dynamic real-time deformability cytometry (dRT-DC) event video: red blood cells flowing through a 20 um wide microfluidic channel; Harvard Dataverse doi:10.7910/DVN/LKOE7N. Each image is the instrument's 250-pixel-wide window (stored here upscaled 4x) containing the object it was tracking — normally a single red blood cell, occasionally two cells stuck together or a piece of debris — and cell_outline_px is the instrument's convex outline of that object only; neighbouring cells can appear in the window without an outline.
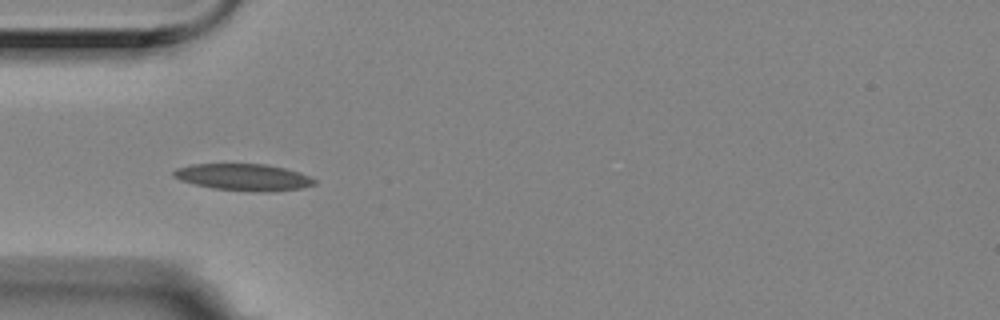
{"species": "Egyptian fruit bat (a non-hibernating species)", "species_latin": "Rousettus aegyptiacus", "temperature_condition": "room temperature", "stored_images_in_passage": 14, "camera_frame_rate_fps": 3000, "um_per_image_px": 0.085, "animal": {"sex": "female"}, "frame": {"image": 1, "passage_image": 4, "time_ms": 1.0, "image_size_px": [1000, 320], "cell_outline_px": [[316, 184], [300, 188], [264, 192], [212, 188], [180, 180], [172, 176], [172, 172], [176, 168], [192, 164], [264, 164], [284, 168], [300, 172], [316, 180]], "centroid_in_image_um": [20.68, 15.05], "position_along_channel_um": 64.3, "area_um2": 21.73}}
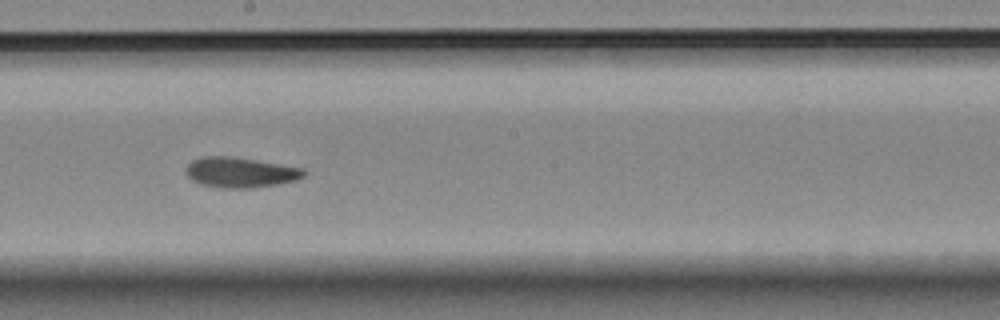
{"frame": {"image": 2, "passage_image": 8, "time_ms": 2.333, "image_size_px": [1000, 320], "cell_outline_px": [[308, 172], [304, 176], [296, 180], [276, 184], [252, 188], [220, 188], [200, 184], [192, 180], [184, 172], [184, 168], [192, 160], [204, 156], [228, 156], [256, 160], [304, 168]], "centroid_in_image_um": [20.41, 14.65], "position_along_channel_um": 227.8, "area_um2": 20.92}}
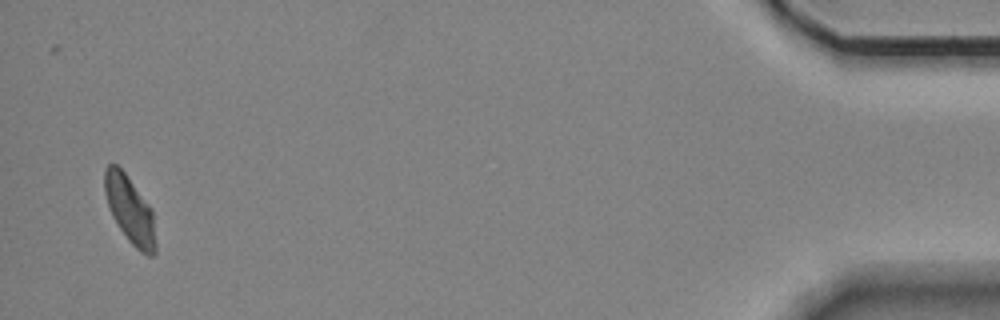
{"frame": {"image": 3, "passage_image": 14, "time_ms": 4.333, "image_size_px": [1000, 320], "cell_outline_px": [[156, 252], [152, 256], [148, 256], [140, 252], [128, 240], [112, 216], [104, 192], [104, 168], [108, 164], [116, 164], [124, 172], [152, 208], [156, 244]], "centroid_in_image_um": [11.04, 17.84], "position_along_channel_um": 424.2, "area_um2": 19.94}}